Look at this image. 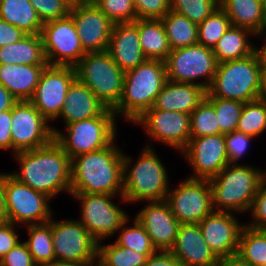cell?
Returning a JSON list of instances; mask_svg holds the SVG:
<instances>
[{
  "label": "cell",
  "mask_w": 266,
  "mask_h": 266,
  "mask_svg": "<svg viewBox=\"0 0 266 266\" xmlns=\"http://www.w3.org/2000/svg\"><path fill=\"white\" fill-rule=\"evenodd\" d=\"M234 215L232 212L213 211L198 223L205 241L218 258L238 252L239 237L245 224Z\"/></svg>",
  "instance_id": "obj_20"
},
{
  "label": "cell",
  "mask_w": 266,
  "mask_h": 266,
  "mask_svg": "<svg viewBox=\"0 0 266 266\" xmlns=\"http://www.w3.org/2000/svg\"><path fill=\"white\" fill-rule=\"evenodd\" d=\"M167 81L165 61L147 59L136 68L125 71L123 93L112 109L116 118L134 122L155 104Z\"/></svg>",
  "instance_id": "obj_4"
},
{
  "label": "cell",
  "mask_w": 266,
  "mask_h": 266,
  "mask_svg": "<svg viewBox=\"0 0 266 266\" xmlns=\"http://www.w3.org/2000/svg\"><path fill=\"white\" fill-rule=\"evenodd\" d=\"M75 79V67L47 65L30 102L49 122L58 119L68 89Z\"/></svg>",
  "instance_id": "obj_16"
},
{
  "label": "cell",
  "mask_w": 266,
  "mask_h": 266,
  "mask_svg": "<svg viewBox=\"0 0 266 266\" xmlns=\"http://www.w3.org/2000/svg\"><path fill=\"white\" fill-rule=\"evenodd\" d=\"M6 221L8 220L5 205L4 173H0V223Z\"/></svg>",
  "instance_id": "obj_54"
},
{
  "label": "cell",
  "mask_w": 266,
  "mask_h": 266,
  "mask_svg": "<svg viewBox=\"0 0 266 266\" xmlns=\"http://www.w3.org/2000/svg\"><path fill=\"white\" fill-rule=\"evenodd\" d=\"M70 195L81 202L79 221L98 243L116 234L129 218L128 214L113 201L116 195L97 193H71Z\"/></svg>",
  "instance_id": "obj_11"
},
{
  "label": "cell",
  "mask_w": 266,
  "mask_h": 266,
  "mask_svg": "<svg viewBox=\"0 0 266 266\" xmlns=\"http://www.w3.org/2000/svg\"><path fill=\"white\" fill-rule=\"evenodd\" d=\"M97 0H74V5L95 4Z\"/></svg>",
  "instance_id": "obj_58"
},
{
  "label": "cell",
  "mask_w": 266,
  "mask_h": 266,
  "mask_svg": "<svg viewBox=\"0 0 266 266\" xmlns=\"http://www.w3.org/2000/svg\"><path fill=\"white\" fill-rule=\"evenodd\" d=\"M236 130L254 138L264 133L266 130V104L259 99L244 103Z\"/></svg>",
  "instance_id": "obj_38"
},
{
  "label": "cell",
  "mask_w": 266,
  "mask_h": 266,
  "mask_svg": "<svg viewBox=\"0 0 266 266\" xmlns=\"http://www.w3.org/2000/svg\"><path fill=\"white\" fill-rule=\"evenodd\" d=\"M258 99L266 104V63H264L261 75V87Z\"/></svg>",
  "instance_id": "obj_55"
},
{
  "label": "cell",
  "mask_w": 266,
  "mask_h": 266,
  "mask_svg": "<svg viewBox=\"0 0 266 266\" xmlns=\"http://www.w3.org/2000/svg\"><path fill=\"white\" fill-rule=\"evenodd\" d=\"M98 243L97 262L95 266H144L149 256L133 249L111 243Z\"/></svg>",
  "instance_id": "obj_35"
},
{
  "label": "cell",
  "mask_w": 266,
  "mask_h": 266,
  "mask_svg": "<svg viewBox=\"0 0 266 266\" xmlns=\"http://www.w3.org/2000/svg\"><path fill=\"white\" fill-rule=\"evenodd\" d=\"M40 35L48 65L75 67L86 54L70 14L44 22Z\"/></svg>",
  "instance_id": "obj_12"
},
{
  "label": "cell",
  "mask_w": 266,
  "mask_h": 266,
  "mask_svg": "<svg viewBox=\"0 0 266 266\" xmlns=\"http://www.w3.org/2000/svg\"><path fill=\"white\" fill-rule=\"evenodd\" d=\"M207 90L201 86L167 80L157 95L154 109L191 114L206 98Z\"/></svg>",
  "instance_id": "obj_25"
},
{
  "label": "cell",
  "mask_w": 266,
  "mask_h": 266,
  "mask_svg": "<svg viewBox=\"0 0 266 266\" xmlns=\"http://www.w3.org/2000/svg\"><path fill=\"white\" fill-rule=\"evenodd\" d=\"M179 183L169 189L165 201L180 224H198L214 211L209 179L186 178Z\"/></svg>",
  "instance_id": "obj_14"
},
{
  "label": "cell",
  "mask_w": 266,
  "mask_h": 266,
  "mask_svg": "<svg viewBox=\"0 0 266 266\" xmlns=\"http://www.w3.org/2000/svg\"><path fill=\"white\" fill-rule=\"evenodd\" d=\"M16 226L9 221L0 223V259L20 241Z\"/></svg>",
  "instance_id": "obj_48"
},
{
  "label": "cell",
  "mask_w": 266,
  "mask_h": 266,
  "mask_svg": "<svg viewBox=\"0 0 266 266\" xmlns=\"http://www.w3.org/2000/svg\"><path fill=\"white\" fill-rule=\"evenodd\" d=\"M264 41H266V38ZM257 49L261 55L263 62L266 63V42L264 44H262L261 47H257Z\"/></svg>",
  "instance_id": "obj_57"
},
{
  "label": "cell",
  "mask_w": 266,
  "mask_h": 266,
  "mask_svg": "<svg viewBox=\"0 0 266 266\" xmlns=\"http://www.w3.org/2000/svg\"><path fill=\"white\" fill-rule=\"evenodd\" d=\"M137 19H162L170 10V0H133Z\"/></svg>",
  "instance_id": "obj_45"
},
{
  "label": "cell",
  "mask_w": 266,
  "mask_h": 266,
  "mask_svg": "<svg viewBox=\"0 0 266 266\" xmlns=\"http://www.w3.org/2000/svg\"><path fill=\"white\" fill-rule=\"evenodd\" d=\"M17 102L7 88L0 84V112L12 109Z\"/></svg>",
  "instance_id": "obj_52"
},
{
  "label": "cell",
  "mask_w": 266,
  "mask_h": 266,
  "mask_svg": "<svg viewBox=\"0 0 266 266\" xmlns=\"http://www.w3.org/2000/svg\"><path fill=\"white\" fill-rule=\"evenodd\" d=\"M231 25L226 12L221 7L217 8L198 24V43L213 49Z\"/></svg>",
  "instance_id": "obj_37"
},
{
  "label": "cell",
  "mask_w": 266,
  "mask_h": 266,
  "mask_svg": "<svg viewBox=\"0 0 266 266\" xmlns=\"http://www.w3.org/2000/svg\"><path fill=\"white\" fill-rule=\"evenodd\" d=\"M0 266H38L25 242H18L13 249L0 259Z\"/></svg>",
  "instance_id": "obj_47"
},
{
  "label": "cell",
  "mask_w": 266,
  "mask_h": 266,
  "mask_svg": "<svg viewBox=\"0 0 266 266\" xmlns=\"http://www.w3.org/2000/svg\"><path fill=\"white\" fill-rule=\"evenodd\" d=\"M253 136L244 134L240 131L234 130L231 133L225 134L226 151L228 155V161L231 165H238L237 160L246 153Z\"/></svg>",
  "instance_id": "obj_44"
},
{
  "label": "cell",
  "mask_w": 266,
  "mask_h": 266,
  "mask_svg": "<svg viewBox=\"0 0 266 266\" xmlns=\"http://www.w3.org/2000/svg\"><path fill=\"white\" fill-rule=\"evenodd\" d=\"M261 1V4H262V8H263V11L266 15V0H260Z\"/></svg>",
  "instance_id": "obj_60"
},
{
  "label": "cell",
  "mask_w": 266,
  "mask_h": 266,
  "mask_svg": "<svg viewBox=\"0 0 266 266\" xmlns=\"http://www.w3.org/2000/svg\"><path fill=\"white\" fill-rule=\"evenodd\" d=\"M182 266H217L219 258L205 241L199 224H180L169 250Z\"/></svg>",
  "instance_id": "obj_22"
},
{
  "label": "cell",
  "mask_w": 266,
  "mask_h": 266,
  "mask_svg": "<svg viewBox=\"0 0 266 266\" xmlns=\"http://www.w3.org/2000/svg\"><path fill=\"white\" fill-rule=\"evenodd\" d=\"M248 36L258 35L250 29L231 25L213 48L218 63L253 54L258 46L252 45Z\"/></svg>",
  "instance_id": "obj_29"
},
{
  "label": "cell",
  "mask_w": 266,
  "mask_h": 266,
  "mask_svg": "<svg viewBox=\"0 0 266 266\" xmlns=\"http://www.w3.org/2000/svg\"><path fill=\"white\" fill-rule=\"evenodd\" d=\"M76 78L88 86L108 108L121 99L125 72L113 61L109 52H89L75 66Z\"/></svg>",
  "instance_id": "obj_8"
},
{
  "label": "cell",
  "mask_w": 266,
  "mask_h": 266,
  "mask_svg": "<svg viewBox=\"0 0 266 266\" xmlns=\"http://www.w3.org/2000/svg\"><path fill=\"white\" fill-rule=\"evenodd\" d=\"M0 64L48 65L41 35H26L13 44L1 47Z\"/></svg>",
  "instance_id": "obj_28"
},
{
  "label": "cell",
  "mask_w": 266,
  "mask_h": 266,
  "mask_svg": "<svg viewBox=\"0 0 266 266\" xmlns=\"http://www.w3.org/2000/svg\"><path fill=\"white\" fill-rule=\"evenodd\" d=\"M96 263H78V262H68V261H53L51 263L45 264L43 266H95Z\"/></svg>",
  "instance_id": "obj_56"
},
{
  "label": "cell",
  "mask_w": 266,
  "mask_h": 266,
  "mask_svg": "<svg viewBox=\"0 0 266 266\" xmlns=\"http://www.w3.org/2000/svg\"><path fill=\"white\" fill-rule=\"evenodd\" d=\"M233 26L253 31L257 37H265L266 15L260 0H219Z\"/></svg>",
  "instance_id": "obj_27"
},
{
  "label": "cell",
  "mask_w": 266,
  "mask_h": 266,
  "mask_svg": "<svg viewBox=\"0 0 266 266\" xmlns=\"http://www.w3.org/2000/svg\"><path fill=\"white\" fill-rule=\"evenodd\" d=\"M167 80L201 86L208 90L217 71L213 49L194 44L173 49L165 60ZM203 78L205 81H196Z\"/></svg>",
  "instance_id": "obj_9"
},
{
  "label": "cell",
  "mask_w": 266,
  "mask_h": 266,
  "mask_svg": "<svg viewBox=\"0 0 266 266\" xmlns=\"http://www.w3.org/2000/svg\"><path fill=\"white\" fill-rule=\"evenodd\" d=\"M116 124L115 113L107 108L100 116L65 125L66 134L51 128L54 140L72 159L109 146L117 136Z\"/></svg>",
  "instance_id": "obj_7"
},
{
  "label": "cell",
  "mask_w": 266,
  "mask_h": 266,
  "mask_svg": "<svg viewBox=\"0 0 266 266\" xmlns=\"http://www.w3.org/2000/svg\"><path fill=\"white\" fill-rule=\"evenodd\" d=\"M263 66L264 62L258 49L244 58L218 63L206 97L243 103L258 99Z\"/></svg>",
  "instance_id": "obj_5"
},
{
  "label": "cell",
  "mask_w": 266,
  "mask_h": 266,
  "mask_svg": "<svg viewBox=\"0 0 266 266\" xmlns=\"http://www.w3.org/2000/svg\"><path fill=\"white\" fill-rule=\"evenodd\" d=\"M217 266H251L239 254L229 255L227 257L219 258Z\"/></svg>",
  "instance_id": "obj_53"
},
{
  "label": "cell",
  "mask_w": 266,
  "mask_h": 266,
  "mask_svg": "<svg viewBox=\"0 0 266 266\" xmlns=\"http://www.w3.org/2000/svg\"><path fill=\"white\" fill-rule=\"evenodd\" d=\"M66 1L70 6H74V0H64Z\"/></svg>",
  "instance_id": "obj_61"
},
{
  "label": "cell",
  "mask_w": 266,
  "mask_h": 266,
  "mask_svg": "<svg viewBox=\"0 0 266 266\" xmlns=\"http://www.w3.org/2000/svg\"><path fill=\"white\" fill-rule=\"evenodd\" d=\"M4 188L7 220L17 227L43 224L53 217L52 198L45 193L18 182L9 173H4Z\"/></svg>",
  "instance_id": "obj_10"
},
{
  "label": "cell",
  "mask_w": 266,
  "mask_h": 266,
  "mask_svg": "<svg viewBox=\"0 0 266 266\" xmlns=\"http://www.w3.org/2000/svg\"><path fill=\"white\" fill-rule=\"evenodd\" d=\"M261 181L266 183V172L261 170Z\"/></svg>",
  "instance_id": "obj_59"
},
{
  "label": "cell",
  "mask_w": 266,
  "mask_h": 266,
  "mask_svg": "<svg viewBox=\"0 0 266 266\" xmlns=\"http://www.w3.org/2000/svg\"><path fill=\"white\" fill-rule=\"evenodd\" d=\"M239 254L251 266H266V229L243 226L239 237Z\"/></svg>",
  "instance_id": "obj_34"
},
{
  "label": "cell",
  "mask_w": 266,
  "mask_h": 266,
  "mask_svg": "<svg viewBox=\"0 0 266 266\" xmlns=\"http://www.w3.org/2000/svg\"><path fill=\"white\" fill-rule=\"evenodd\" d=\"M69 14L86 53L108 49L114 24L95 4L70 6Z\"/></svg>",
  "instance_id": "obj_19"
},
{
  "label": "cell",
  "mask_w": 266,
  "mask_h": 266,
  "mask_svg": "<svg viewBox=\"0 0 266 266\" xmlns=\"http://www.w3.org/2000/svg\"><path fill=\"white\" fill-rule=\"evenodd\" d=\"M108 107L77 78L70 85L59 115L65 125L100 116Z\"/></svg>",
  "instance_id": "obj_24"
},
{
  "label": "cell",
  "mask_w": 266,
  "mask_h": 266,
  "mask_svg": "<svg viewBox=\"0 0 266 266\" xmlns=\"http://www.w3.org/2000/svg\"><path fill=\"white\" fill-rule=\"evenodd\" d=\"M220 134L214 107L204 99L190 114V136L202 137Z\"/></svg>",
  "instance_id": "obj_39"
},
{
  "label": "cell",
  "mask_w": 266,
  "mask_h": 266,
  "mask_svg": "<svg viewBox=\"0 0 266 266\" xmlns=\"http://www.w3.org/2000/svg\"><path fill=\"white\" fill-rule=\"evenodd\" d=\"M209 183L214 211L250 212L261 183V169L241 163L228 164Z\"/></svg>",
  "instance_id": "obj_6"
},
{
  "label": "cell",
  "mask_w": 266,
  "mask_h": 266,
  "mask_svg": "<svg viewBox=\"0 0 266 266\" xmlns=\"http://www.w3.org/2000/svg\"><path fill=\"white\" fill-rule=\"evenodd\" d=\"M153 149L148 142L134 163L132 157L123 154V198L120 202H152L166 199L170 189L166 167Z\"/></svg>",
  "instance_id": "obj_3"
},
{
  "label": "cell",
  "mask_w": 266,
  "mask_h": 266,
  "mask_svg": "<svg viewBox=\"0 0 266 266\" xmlns=\"http://www.w3.org/2000/svg\"><path fill=\"white\" fill-rule=\"evenodd\" d=\"M107 51L124 72L147 60L140 44L138 19L113 25Z\"/></svg>",
  "instance_id": "obj_23"
},
{
  "label": "cell",
  "mask_w": 266,
  "mask_h": 266,
  "mask_svg": "<svg viewBox=\"0 0 266 266\" xmlns=\"http://www.w3.org/2000/svg\"><path fill=\"white\" fill-rule=\"evenodd\" d=\"M0 19L27 35L40 34L44 24L29 0H1Z\"/></svg>",
  "instance_id": "obj_31"
},
{
  "label": "cell",
  "mask_w": 266,
  "mask_h": 266,
  "mask_svg": "<svg viewBox=\"0 0 266 266\" xmlns=\"http://www.w3.org/2000/svg\"><path fill=\"white\" fill-rule=\"evenodd\" d=\"M36 10L41 21L47 22L66 17L70 5L64 0H29Z\"/></svg>",
  "instance_id": "obj_43"
},
{
  "label": "cell",
  "mask_w": 266,
  "mask_h": 266,
  "mask_svg": "<svg viewBox=\"0 0 266 266\" xmlns=\"http://www.w3.org/2000/svg\"><path fill=\"white\" fill-rule=\"evenodd\" d=\"M11 109L0 112V150H12Z\"/></svg>",
  "instance_id": "obj_49"
},
{
  "label": "cell",
  "mask_w": 266,
  "mask_h": 266,
  "mask_svg": "<svg viewBox=\"0 0 266 266\" xmlns=\"http://www.w3.org/2000/svg\"><path fill=\"white\" fill-rule=\"evenodd\" d=\"M52 217L53 250L58 261L96 263L98 242L78 219Z\"/></svg>",
  "instance_id": "obj_13"
},
{
  "label": "cell",
  "mask_w": 266,
  "mask_h": 266,
  "mask_svg": "<svg viewBox=\"0 0 266 266\" xmlns=\"http://www.w3.org/2000/svg\"><path fill=\"white\" fill-rule=\"evenodd\" d=\"M250 211L253 220L246 225L251 228L266 229V183L262 181L254 197Z\"/></svg>",
  "instance_id": "obj_46"
},
{
  "label": "cell",
  "mask_w": 266,
  "mask_h": 266,
  "mask_svg": "<svg viewBox=\"0 0 266 266\" xmlns=\"http://www.w3.org/2000/svg\"><path fill=\"white\" fill-rule=\"evenodd\" d=\"M13 155L20 171L9 174L18 182L52 199L64 191L71 194V159L54 139L43 147Z\"/></svg>",
  "instance_id": "obj_1"
},
{
  "label": "cell",
  "mask_w": 266,
  "mask_h": 266,
  "mask_svg": "<svg viewBox=\"0 0 266 266\" xmlns=\"http://www.w3.org/2000/svg\"><path fill=\"white\" fill-rule=\"evenodd\" d=\"M95 5L113 24L137 20L133 0H97Z\"/></svg>",
  "instance_id": "obj_42"
},
{
  "label": "cell",
  "mask_w": 266,
  "mask_h": 266,
  "mask_svg": "<svg viewBox=\"0 0 266 266\" xmlns=\"http://www.w3.org/2000/svg\"><path fill=\"white\" fill-rule=\"evenodd\" d=\"M47 65L0 64V84L19 101H30Z\"/></svg>",
  "instance_id": "obj_26"
},
{
  "label": "cell",
  "mask_w": 266,
  "mask_h": 266,
  "mask_svg": "<svg viewBox=\"0 0 266 266\" xmlns=\"http://www.w3.org/2000/svg\"><path fill=\"white\" fill-rule=\"evenodd\" d=\"M128 218L117 232L121 233L118 235L114 243L133 249L144 254H155L157 249L153 246L150 236L146 233L143 226L138 222L136 218L133 220V226H128Z\"/></svg>",
  "instance_id": "obj_36"
},
{
  "label": "cell",
  "mask_w": 266,
  "mask_h": 266,
  "mask_svg": "<svg viewBox=\"0 0 266 266\" xmlns=\"http://www.w3.org/2000/svg\"><path fill=\"white\" fill-rule=\"evenodd\" d=\"M26 35L27 34H25L16 26L0 19V48L9 44H13L21 40Z\"/></svg>",
  "instance_id": "obj_50"
},
{
  "label": "cell",
  "mask_w": 266,
  "mask_h": 266,
  "mask_svg": "<svg viewBox=\"0 0 266 266\" xmlns=\"http://www.w3.org/2000/svg\"><path fill=\"white\" fill-rule=\"evenodd\" d=\"M144 266H182L170 251H157Z\"/></svg>",
  "instance_id": "obj_51"
},
{
  "label": "cell",
  "mask_w": 266,
  "mask_h": 266,
  "mask_svg": "<svg viewBox=\"0 0 266 266\" xmlns=\"http://www.w3.org/2000/svg\"><path fill=\"white\" fill-rule=\"evenodd\" d=\"M161 20L172 50L198 43V24L184 15L170 10Z\"/></svg>",
  "instance_id": "obj_32"
},
{
  "label": "cell",
  "mask_w": 266,
  "mask_h": 266,
  "mask_svg": "<svg viewBox=\"0 0 266 266\" xmlns=\"http://www.w3.org/2000/svg\"><path fill=\"white\" fill-rule=\"evenodd\" d=\"M171 10L184 15L192 22L199 24L217 8L219 0H170Z\"/></svg>",
  "instance_id": "obj_41"
},
{
  "label": "cell",
  "mask_w": 266,
  "mask_h": 266,
  "mask_svg": "<svg viewBox=\"0 0 266 266\" xmlns=\"http://www.w3.org/2000/svg\"><path fill=\"white\" fill-rule=\"evenodd\" d=\"M139 39L147 59L165 61L172 51L161 19H138Z\"/></svg>",
  "instance_id": "obj_30"
},
{
  "label": "cell",
  "mask_w": 266,
  "mask_h": 266,
  "mask_svg": "<svg viewBox=\"0 0 266 266\" xmlns=\"http://www.w3.org/2000/svg\"><path fill=\"white\" fill-rule=\"evenodd\" d=\"M28 239L24 241L38 266L56 261L52 241V218L43 224L27 225Z\"/></svg>",
  "instance_id": "obj_33"
},
{
  "label": "cell",
  "mask_w": 266,
  "mask_h": 266,
  "mask_svg": "<svg viewBox=\"0 0 266 266\" xmlns=\"http://www.w3.org/2000/svg\"><path fill=\"white\" fill-rule=\"evenodd\" d=\"M147 204L135 218L150 236L157 251H169L175 243L180 223L165 200Z\"/></svg>",
  "instance_id": "obj_21"
},
{
  "label": "cell",
  "mask_w": 266,
  "mask_h": 266,
  "mask_svg": "<svg viewBox=\"0 0 266 266\" xmlns=\"http://www.w3.org/2000/svg\"><path fill=\"white\" fill-rule=\"evenodd\" d=\"M49 121L30 101H19L11 109L13 153L34 150L49 144L54 134Z\"/></svg>",
  "instance_id": "obj_15"
},
{
  "label": "cell",
  "mask_w": 266,
  "mask_h": 266,
  "mask_svg": "<svg viewBox=\"0 0 266 266\" xmlns=\"http://www.w3.org/2000/svg\"><path fill=\"white\" fill-rule=\"evenodd\" d=\"M146 129L147 136L181 152L190 140V115L178 111H164L153 107L145 111L133 124Z\"/></svg>",
  "instance_id": "obj_17"
},
{
  "label": "cell",
  "mask_w": 266,
  "mask_h": 266,
  "mask_svg": "<svg viewBox=\"0 0 266 266\" xmlns=\"http://www.w3.org/2000/svg\"><path fill=\"white\" fill-rule=\"evenodd\" d=\"M180 153L192 167L191 179H210L229 164L224 134L190 137Z\"/></svg>",
  "instance_id": "obj_18"
},
{
  "label": "cell",
  "mask_w": 266,
  "mask_h": 266,
  "mask_svg": "<svg viewBox=\"0 0 266 266\" xmlns=\"http://www.w3.org/2000/svg\"><path fill=\"white\" fill-rule=\"evenodd\" d=\"M205 99L215 109L220 127V134L225 135L236 130L244 103L237 100L222 99L217 97H206Z\"/></svg>",
  "instance_id": "obj_40"
},
{
  "label": "cell",
  "mask_w": 266,
  "mask_h": 266,
  "mask_svg": "<svg viewBox=\"0 0 266 266\" xmlns=\"http://www.w3.org/2000/svg\"><path fill=\"white\" fill-rule=\"evenodd\" d=\"M114 140L104 149L71 159V193L123 196V152Z\"/></svg>",
  "instance_id": "obj_2"
}]
</instances>
